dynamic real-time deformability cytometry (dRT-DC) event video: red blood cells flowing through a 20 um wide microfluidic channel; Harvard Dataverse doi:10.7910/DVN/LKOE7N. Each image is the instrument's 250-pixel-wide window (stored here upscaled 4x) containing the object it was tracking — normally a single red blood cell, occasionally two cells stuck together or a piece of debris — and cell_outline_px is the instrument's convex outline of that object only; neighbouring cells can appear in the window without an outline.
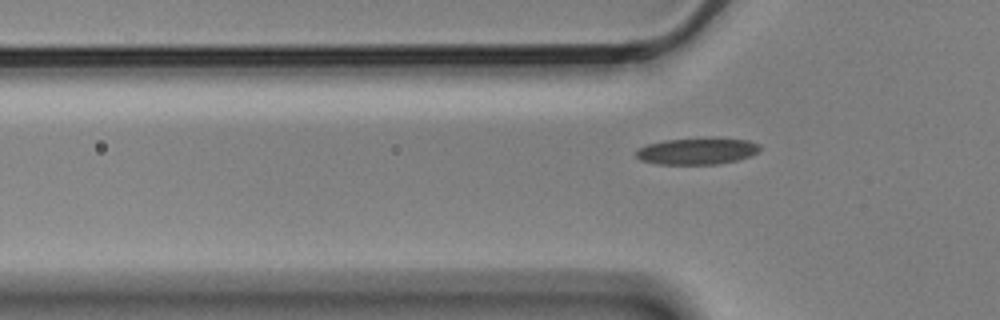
{"species": "Egyptian fruit bat (a non-hibernating species)", "species_latin": "Rousettus aegyptiacus", "temperature_condition": "cold", "stored_images_in_passage": 7, "segment_of_instrument_passage": [2, 2], "camera_frame_rate_fps": 3000, "um_per_image_px": 0.085, "animal": {"sex": "male"}, "frame": {"image": 1, "passage_image": 7, "time_ms": 2.0, "image_size_px": [1000, 320], "cell_outline_px": [[760, 148], [756, 152], [748, 156], [736, 160], [716, 164], [656, 164], [640, 160], [636, 156], [636, 152], [640, 148], [648, 144], [664, 140], [748, 140], [760, 144]], "centroid_in_image_um": [59.2, 12.88], "position_along_channel_um": 66.6, "area_um2": 18.26}}